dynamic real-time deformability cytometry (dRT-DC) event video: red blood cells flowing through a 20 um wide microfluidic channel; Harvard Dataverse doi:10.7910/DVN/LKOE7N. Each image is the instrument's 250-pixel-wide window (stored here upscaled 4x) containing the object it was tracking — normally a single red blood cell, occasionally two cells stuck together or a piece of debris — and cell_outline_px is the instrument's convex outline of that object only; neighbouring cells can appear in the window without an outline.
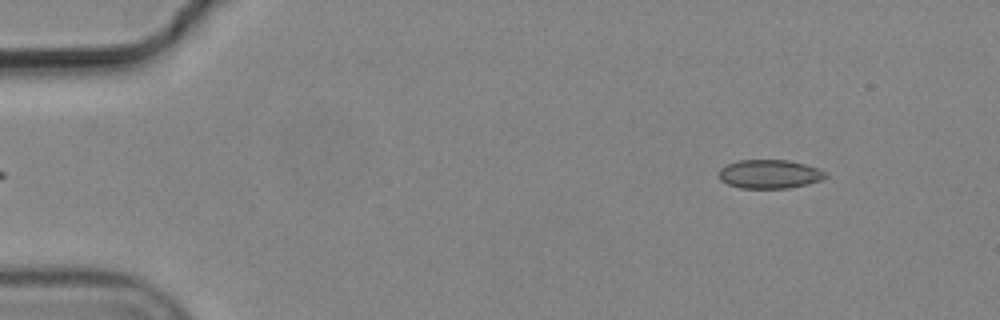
{"species": "common noctule bat (a hibernating species)", "species_latin": "Nyctalus noctula", "temperature_condition": "cold", "stored_images_in_passage": 6, "camera_frame_rate_fps": 3000, "um_per_image_px": 0.085, "animal": {"sex": "male", "body_mass_g": 19.2, "forearm_length_mm": 51.8}, "frame": {"image": 1, "passage_image": 6, "time_ms": 1.667, "image_size_px": [1000, 320], "cell_outline_px": [[828, 176], [820, 180], [808, 184], [788, 188], [740, 188], [728, 184], [720, 180], [716, 172], [720, 168], [728, 164], [740, 160], [788, 160], [804, 164], [828, 172]], "centroid_in_image_um": [65.39, 14.8], "position_along_channel_um": 19.6, "area_um2": 17.98}}